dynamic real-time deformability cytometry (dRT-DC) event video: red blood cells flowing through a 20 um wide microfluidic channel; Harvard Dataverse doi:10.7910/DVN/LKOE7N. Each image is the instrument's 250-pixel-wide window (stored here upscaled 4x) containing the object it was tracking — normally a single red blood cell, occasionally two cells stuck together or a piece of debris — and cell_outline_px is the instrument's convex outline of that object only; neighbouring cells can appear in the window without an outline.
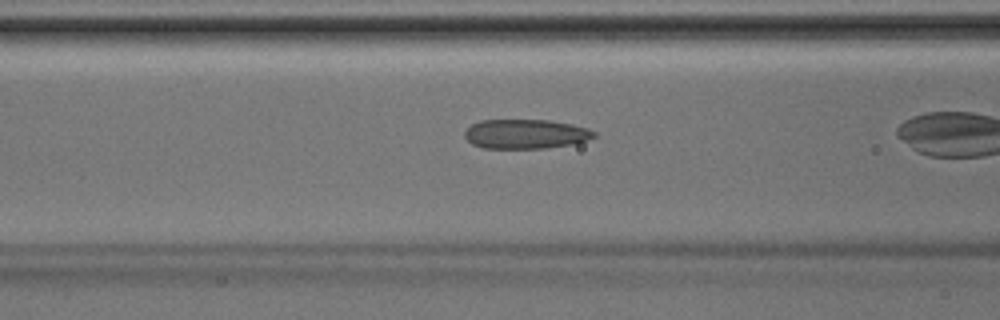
{"species": "Egyptian fruit bat (a non-hibernating species)", "species_latin": "Rousettus aegyptiacus", "temperature_condition": "room temperature", "stored_images_in_passage": 23, "camera_frame_rate_fps": 3000, "um_per_image_px": 0.085, "animal": {"sex": "male"}, "frame": {"image": 1, "passage_image": 7, "time_ms": 2.0, "image_size_px": [1000, 320], "cell_outline_px": [[596, 136], [572, 144], [544, 148], [484, 148], [472, 144], [464, 136], [464, 132], [472, 124], [480, 120], [548, 120], [572, 124], [588, 128], [596, 132]], "centroid_in_image_um": [44.66, 11.38], "position_along_channel_um": 121.9, "area_um2": 22.08}}
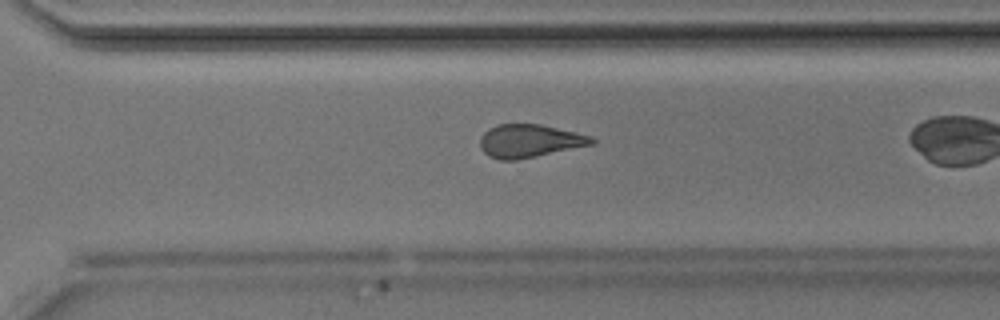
{"frame": {"image": 2, "passage_image": 20, "time_ms": 6.333, "image_size_px": [1000, 320], "cell_outline_px": [[596, 144], [516, 160], [500, 160], [488, 156], [480, 148], [480, 136], [488, 128], [496, 124], [540, 124], [576, 132], [592, 136], [596, 140]], "centroid_in_image_um": [45.01, 11.98], "position_along_channel_um": 325.6, "area_um2": 21.73}}